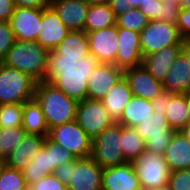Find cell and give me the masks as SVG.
Masks as SVG:
<instances>
[{
    "instance_id": "obj_1",
    "label": "cell",
    "mask_w": 190,
    "mask_h": 190,
    "mask_svg": "<svg viewBox=\"0 0 190 190\" xmlns=\"http://www.w3.org/2000/svg\"><path fill=\"white\" fill-rule=\"evenodd\" d=\"M100 63L91 53L78 60V58H58L50 50L48 51L46 81L68 97L80 102L87 99L89 77Z\"/></svg>"
},
{
    "instance_id": "obj_2",
    "label": "cell",
    "mask_w": 190,
    "mask_h": 190,
    "mask_svg": "<svg viewBox=\"0 0 190 190\" xmlns=\"http://www.w3.org/2000/svg\"><path fill=\"white\" fill-rule=\"evenodd\" d=\"M34 99L42 108L49 129L76 120L78 102L50 82H37Z\"/></svg>"
},
{
    "instance_id": "obj_3",
    "label": "cell",
    "mask_w": 190,
    "mask_h": 190,
    "mask_svg": "<svg viewBox=\"0 0 190 190\" xmlns=\"http://www.w3.org/2000/svg\"><path fill=\"white\" fill-rule=\"evenodd\" d=\"M1 63L30 75L37 82L46 81L48 50L37 41L16 40Z\"/></svg>"
},
{
    "instance_id": "obj_4",
    "label": "cell",
    "mask_w": 190,
    "mask_h": 190,
    "mask_svg": "<svg viewBox=\"0 0 190 190\" xmlns=\"http://www.w3.org/2000/svg\"><path fill=\"white\" fill-rule=\"evenodd\" d=\"M37 81L30 75L0 63V104L34 99Z\"/></svg>"
},
{
    "instance_id": "obj_5",
    "label": "cell",
    "mask_w": 190,
    "mask_h": 190,
    "mask_svg": "<svg viewBox=\"0 0 190 190\" xmlns=\"http://www.w3.org/2000/svg\"><path fill=\"white\" fill-rule=\"evenodd\" d=\"M132 164L142 190L168 186L171 170L164 155L145 149Z\"/></svg>"
},
{
    "instance_id": "obj_6",
    "label": "cell",
    "mask_w": 190,
    "mask_h": 190,
    "mask_svg": "<svg viewBox=\"0 0 190 190\" xmlns=\"http://www.w3.org/2000/svg\"><path fill=\"white\" fill-rule=\"evenodd\" d=\"M91 157L103 169L127 162L121 149V124L115 122L92 139Z\"/></svg>"
},
{
    "instance_id": "obj_7",
    "label": "cell",
    "mask_w": 190,
    "mask_h": 190,
    "mask_svg": "<svg viewBox=\"0 0 190 190\" xmlns=\"http://www.w3.org/2000/svg\"><path fill=\"white\" fill-rule=\"evenodd\" d=\"M176 24L161 20H149L140 32V44L143 57L168 46L184 45Z\"/></svg>"
},
{
    "instance_id": "obj_8",
    "label": "cell",
    "mask_w": 190,
    "mask_h": 190,
    "mask_svg": "<svg viewBox=\"0 0 190 190\" xmlns=\"http://www.w3.org/2000/svg\"><path fill=\"white\" fill-rule=\"evenodd\" d=\"M47 137L74 154L76 158L89 157L92 154V138L76 121L50 128Z\"/></svg>"
},
{
    "instance_id": "obj_9",
    "label": "cell",
    "mask_w": 190,
    "mask_h": 190,
    "mask_svg": "<svg viewBox=\"0 0 190 190\" xmlns=\"http://www.w3.org/2000/svg\"><path fill=\"white\" fill-rule=\"evenodd\" d=\"M145 140L146 149L164 155L175 130L168 125L165 113L154 112L145 121L134 127Z\"/></svg>"
},
{
    "instance_id": "obj_10",
    "label": "cell",
    "mask_w": 190,
    "mask_h": 190,
    "mask_svg": "<svg viewBox=\"0 0 190 190\" xmlns=\"http://www.w3.org/2000/svg\"><path fill=\"white\" fill-rule=\"evenodd\" d=\"M75 121L92 139L115 123L101 100L89 98L78 102Z\"/></svg>"
},
{
    "instance_id": "obj_11",
    "label": "cell",
    "mask_w": 190,
    "mask_h": 190,
    "mask_svg": "<svg viewBox=\"0 0 190 190\" xmlns=\"http://www.w3.org/2000/svg\"><path fill=\"white\" fill-rule=\"evenodd\" d=\"M102 171L91 156L71 161L68 190H101Z\"/></svg>"
},
{
    "instance_id": "obj_12",
    "label": "cell",
    "mask_w": 190,
    "mask_h": 190,
    "mask_svg": "<svg viewBox=\"0 0 190 190\" xmlns=\"http://www.w3.org/2000/svg\"><path fill=\"white\" fill-rule=\"evenodd\" d=\"M42 8L15 7L10 25L19 41H36L40 31Z\"/></svg>"
},
{
    "instance_id": "obj_13",
    "label": "cell",
    "mask_w": 190,
    "mask_h": 190,
    "mask_svg": "<svg viewBox=\"0 0 190 190\" xmlns=\"http://www.w3.org/2000/svg\"><path fill=\"white\" fill-rule=\"evenodd\" d=\"M90 53L101 63L116 65L118 52V27L112 26L87 33Z\"/></svg>"
},
{
    "instance_id": "obj_14",
    "label": "cell",
    "mask_w": 190,
    "mask_h": 190,
    "mask_svg": "<svg viewBox=\"0 0 190 190\" xmlns=\"http://www.w3.org/2000/svg\"><path fill=\"white\" fill-rule=\"evenodd\" d=\"M143 54L140 32L118 28V52L116 66L123 70L142 65Z\"/></svg>"
},
{
    "instance_id": "obj_15",
    "label": "cell",
    "mask_w": 190,
    "mask_h": 190,
    "mask_svg": "<svg viewBox=\"0 0 190 190\" xmlns=\"http://www.w3.org/2000/svg\"><path fill=\"white\" fill-rule=\"evenodd\" d=\"M124 77V70L111 63H100L88 80L87 98L102 100Z\"/></svg>"
},
{
    "instance_id": "obj_16",
    "label": "cell",
    "mask_w": 190,
    "mask_h": 190,
    "mask_svg": "<svg viewBox=\"0 0 190 190\" xmlns=\"http://www.w3.org/2000/svg\"><path fill=\"white\" fill-rule=\"evenodd\" d=\"M124 77L133 96L152 101L165 92L163 82L156 80L143 65L125 69Z\"/></svg>"
},
{
    "instance_id": "obj_17",
    "label": "cell",
    "mask_w": 190,
    "mask_h": 190,
    "mask_svg": "<svg viewBox=\"0 0 190 190\" xmlns=\"http://www.w3.org/2000/svg\"><path fill=\"white\" fill-rule=\"evenodd\" d=\"M70 31L51 6L42 8L40 31L36 41L43 48L53 50Z\"/></svg>"
},
{
    "instance_id": "obj_18",
    "label": "cell",
    "mask_w": 190,
    "mask_h": 190,
    "mask_svg": "<svg viewBox=\"0 0 190 190\" xmlns=\"http://www.w3.org/2000/svg\"><path fill=\"white\" fill-rule=\"evenodd\" d=\"M102 189L142 190L132 162L104 168L102 171Z\"/></svg>"
},
{
    "instance_id": "obj_19",
    "label": "cell",
    "mask_w": 190,
    "mask_h": 190,
    "mask_svg": "<svg viewBox=\"0 0 190 190\" xmlns=\"http://www.w3.org/2000/svg\"><path fill=\"white\" fill-rule=\"evenodd\" d=\"M89 3L85 0H51L50 6L69 30H84Z\"/></svg>"
},
{
    "instance_id": "obj_20",
    "label": "cell",
    "mask_w": 190,
    "mask_h": 190,
    "mask_svg": "<svg viewBox=\"0 0 190 190\" xmlns=\"http://www.w3.org/2000/svg\"><path fill=\"white\" fill-rule=\"evenodd\" d=\"M47 136L26 134L3 162L9 167L23 170L44 146Z\"/></svg>"
},
{
    "instance_id": "obj_21",
    "label": "cell",
    "mask_w": 190,
    "mask_h": 190,
    "mask_svg": "<svg viewBox=\"0 0 190 190\" xmlns=\"http://www.w3.org/2000/svg\"><path fill=\"white\" fill-rule=\"evenodd\" d=\"M183 47L184 45L168 46L158 52L146 55L143 57L142 65L156 80L163 82Z\"/></svg>"
},
{
    "instance_id": "obj_22",
    "label": "cell",
    "mask_w": 190,
    "mask_h": 190,
    "mask_svg": "<svg viewBox=\"0 0 190 190\" xmlns=\"http://www.w3.org/2000/svg\"><path fill=\"white\" fill-rule=\"evenodd\" d=\"M171 171L190 169V142L181 131H175L165 154Z\"/></svg>"
},
{
    "instance_id": "obj_23",
    "label": "cell",
    "mask_w": 190,
    "mask_h": 190,
    "mask_svg": "<svg viewBox=\"0 0 190 190\" xmlns=\"http://www.w3.org/2000/svg\"><path fill=\"white\" fill-rule=\"evenodd\" d=\"M164 91L172 94H187L190 92L189 64L181 52L170 68L163 81Z\"/></svg>"
},
{
    "instance_id": "obj_24",
    "label": "cell",
    "mask_w": 190,
    "mask_h": 190,
    "mask_svg": "<svg viewBox=\"0 0 190 190\" xmlns=\"http://www.w3.org/2000/svg\"><path fill=\"white\" fill-rule=\"evenodd\" d=\"M52 51L58 58L80 60L90 54L88 35L84 30H72Z\"/></svg>"
},
{
    "instance_id": "obj_25",
    "label": "cell",
    "mask_w": 190,
    "mask_h": 190,
    "mask_svg": "<svg viewBox=\"0 0 190 190\" xmlns=\"http://www.w3.org/2000/svg\"><path fill=\"white\" fill-rule=\"evenodd\" d=\"M133 93L125 77L114 85V87L101 100L109 115L117 122L128 102L132 99Z\"/></svg>"
},
{
    "instance_id": "obj_26",
    "label": "cell",
    "mask_w": 190,
    "mask_h": 190,
    "mask_svg": "<svg viewBox=\"0 0 190 190\" xmlns=\"http://www.w3.org/2000/svg\"><path fill=\"white\" fill-rule=\"evenodd\" d=\"M153 114L152 101L133 96L117 123L127 127H135Z\"/></svg>"
},
{
    "instance_id": "obj_27",
    "label": "cell",
    "mask_w": 190,
    "mask_h": 190,
    "mask_svg": "<svg viewBox=\"0 0 190 190\" xmlns=\"http://www.w3.org/2000/svg\"><path fill=\"white\" fill-rule=\"evenodd\" d=\"M116 18L117 17L109 4L89 5L84 31L90 33L115 26Z\"/></svg>"
},
{
    "instance_id": "obj_28",
    "label": "cell",
    "mask_w": 190,
    "mask_h": 190,
    "mask_svg": "<svg viewBox=\"0 0 190 190\" xmlns=\"http://www.w3.org/2000/svg\"><path fill=\"white\" fill-rule=\"evenodd\" d=\"M22 126L27 134L48 135L49 128L44 113L35 99L23 104Z\"/></svg>"
},
{
    "instance_id": "obj_29",
    "label": "cell",
    "mask_w": 190,
    "mask_h": 190,
    "mask_svg": "<svg viewBox=\"0 0 190 190\" xmlns=\"http://www.w3.org/2000/svg\"><path fill=\"white\" fill-rule=\"evenodd\" d=\"M164 111L168 125L175 131H180L190 120L188 114L187 94H172L170 102L165 103Z\"/></svg>"
},
{
    "instance_id": "obj_30",
    "label": "cell",
    "mask_w": 190,
    "mask_h": 190,
    "mask_svg": "<svg viewBox=\"0 0 190 190\" xmlns=\"http://www.w3.org/2000/svg\"><path fill=\"white\" fill-rule=\"evenodd\" d=\"M51 165L50 153L42 147L38 154L30 161L29 165L24 168L22 174L28 186L39 181L54 172Z\"/></svg>"
},
{
    "instance_id": "obj_31",
    "label": "cell",
    "mask_w": 190,
    "mask_h": 190,
    "mask_svg": "<svg viewBox=\"0 0 190 190\" xmlns=\"http://www.w3.org/2000/svg\"><path fill=\"white\" fill-rule=\"evenodd\" d=\"M121 149L127 162H132L146 149L145 140L134 127L121 125Z\"/></svg>"
},
{
    "instance_id": "obj_32",
    "label": "cell",
    "mask_w": 190,
    "mask_h": 190,
    "mask_svg": "<svg viewBox=\"0 0 190 190\" xmlns=\"http://www.w3.org/2000/svg\"><path fill=\"white\" fill-rule=\"evenodd\" d=\"M25 132L23 126L0 128V162L3 163L10 152L23 140Z\"/></svg>"
},
{
    "instance_id": "obj_33",
    "label": "cell",
    "mask_w": 190,
    "mask_h": 190,
    "mask_svg": "<svg viewBox=\"0 0 190 190\" xmlns=\"http://www.w3.org/2000/svg\"><path fill=\"white\" fill-rule=\"evenodd\" d=\"M29 186L21 170L1 163L0 165V190H27Z\"/></svg>"
},
{
    "instance_id": "obj_34",
    "label": "cell",
    "mask_w": 190,
    "mask_h": 190,
    "mask_svg": "<svg viewBox=\"0 0 190 190\" xmlns=\"http://www.w3.org/2000/svg\"><path fill=\"white\" fill-rule=\"evenodd\" d=\"M149 22L148 17L139 9L131 8L116 18L118 28L141 32Z\"/></svg>"
},
{
    "instance_id": "obj_35",
    "label": "cell",
    "mask_w": 190,
    "mask_h": 190,
    "mask_svg": "<svg viewBox=\"0 0 190 190\" xmlns=\"http://www.w3.org/2000/svg\"><path fill=\"white\" fill-rule=\"evenodd\" d=\"M23 122V103L0 104V128L20 127Z\"/></svg>"
},
{
    "instance_id": "obj_36",
    "label": "cell",
    "mask_w": 190,
    "mask_h": 190,
    "mask_svg": "<svg viewBox=\"0 0 190 190\" xmlns=\"http://www.w3.org/2000/svg\"><path fill=\"white\" fill-rule=\"evenodd\" d=\"M43 147L50 153L51 165L54 169L59 167L61 164L77 159L74 154L63 148L58 143L50 140L48 137H46Z\"/></svg>"
},
{
    "instance_id": "obj_37",
    "label": "cell",
    "mask_w": 190,
    "mask_h": 190,
    "mask_svg": "<svg viewBox=\"0 0 190 190\" xmlns=\"http://www.w3.org/2000/svg\"><path fill=\"white\" fill-rule=\"evenodd\" d=\"M16 42L10 22L0 21V61Z\"/></svg>"
},
{
    "instance_id": "obj_38",
    "label": "cell",
    "mask_w": 190,
    "mask_h": 190,
    "mask_svg": "<svg viewBox=\"0 0 190 190\" xmlns=\"http://www.w3.org/2000/svg\"><path fill=\"white\" fill-rule=\"evenodd\" d=\"M168 187L170 190H190V169L171 171Z\"/></svg>"
},
{
    "instance_id": "obj_39",
    "label": "cell",
    "mask_w": 190,
    "mask_h": 190,
    "mask_svg": "<svg viewBox=\"0 0 190 190\" xmlns=\"http://www.w3.org/2000/svg\"><path fill=\"white\" fill-rule=\"evenodd\" d=\"M31 190H68L67 185L59 180L53 173L29 186Z\"/></svg>"
},
{
    "instance_id": "obj_40",
    "label": "cell",
    "mask_w": 190,
    "mask_h": 190,
    "mask_svg": "<svg viewBox=\"0 0 190 190\" xmlns=\"http://www.w3.org/2000/svg\"><path fill=\"white\" fill-rule=\"evenodd\" d=\"M152 1L153 0H110L108 4L117 17L131 8H140Z\"/></svg>"
},
{
    "instance_id": "obj_41",
    "label": "cell",
    "mask_w": 190,
    "mask_h": 190,
    "mask_svg": "<svg viewBox=\"0 0 190 190\" xmlns=\"http://www.w3.org/2000/svg\"><path fill=\"white\" fill-rule=\"evenodd\" d=\"M176 25L182 39L185 42H190V9H180Z\"/></svg>"
},
{
    "instance_id": "obj_42",
    "label": "cell",
    "mask_w": 190,
    "mask_h": 190,
    "mask_svg": "<svg viewBox=\"0 0 190 190\" xmlns=\"http://www.w3.org/2000/svg\"><path fill=\"white\" fill-rule=\"evenodd\" d=\"M164 2L162 0H153L139 9L148 17L149 20H160Z\"/></svg>"
},
{
    "instance_id": "obj_43",
    "label": "cell",
    "mask_w": 190,
    "mask_h": 190,
    "mask_svg": "<svg viewBox=\"0 0 190 190\" xmlns=\"http://www.w3.org/2000/svg\"><path fill=\"white\" fill-rule=\"evenodd\" d=\"M181 6H176L173 3L164 2L162 14L160 15L161 21L177 24Z\"/></svg>"
},
{
    "instance_id": "obj_44",
    "label": "cell",
    "mask_w": 190,
    "mask_h": 190,
    "mask_svg": "<svg viewBox=\"0 0 190 190\" xmlns=\"http://www.w3.org/2000/svg\"><path fill=\"white\" fill-rule=\"evenodd\" d=\"M14 9V0H0V21L9 22Z\"/></svg>"
},
{
    "instance_id": "obj_45",
    "label": "cell",
    "mask_w": 190,
    "mask_h": 190,
    "mask_svg": "<svg viewBox=\"0 0 190 190\" xmlns=\"http://www.w3.org/2000/svg\"><path fill=\"white\" fill-rule=\"evenodd\" d=\"M53 174L61 180L64 184L68 185L70 182V174H71V161L65 164H61L57 167Z\"/></svg>"
},
{
    "instance_id": "obj_46",
    "label": "cell",
    "mask_w": 190,
    "mask_h": 190,
    "mask_svg": "<svg viewBox=\"0 0 190 190\" xmlns=\"http://www.w3.org/2000/svg\"><path fill=\"white\" fill-rule=\"evenodd\" d=\"M51 0H14L15 7L46 8Z\"/></svg>"
},
{
    "instance_id": "obj_47",
    "label": "cell",
    "mask_w": 190,
    "mask_h": 190,
    "mask_svg": "<svg viewBox=\"0 0 190 190\" xmlns=\"http://www.w3.org/2000/svg\"><path fill=\"white\" fill-rule=\"evenodd\" d=\"M171 95L172 93L163 92L156 99L152 100V106L154 108V112L166 113V111H164L165 103L167 104L170 102Z\"/></svg>"
},
{
    "instance_id": "obj_48",
    "label": "cell",
    "mask_w": 190,
    "mask_h": 190,
    "mask_svg": "<svg viewBox=\"0 0 190 190\" xmlns=\"http://www.w3.org/2000/svg\"><path fill=\"white\" fill-rule=\"evenodd\" d=\"M182 53L185 55L187 63L189 64V74H190V42H184Z\"/></svg>"
},
{
    "instance_id": "obj_49",
    "label": "cell",
    "mask_w": 190,
    "mask_h": 190,
    "mask_svg": "<svg viewBox=\"0 0 190 190\" xmlns=\"http://www.w3.org/2000/svg\"><path fill=\"white\" fill-rule=\"evenodd\" d=\"M180 131L187 138V140L190 142V120L187 122V124Z\"/></svg>"
},
{
    "instance_id": "obj_50",
    "label": "cell",
    "mask_w": 190,
    "mask_h": 190,
    "mask_svg": "<svg viewBox=\"0 0 190 190\" xmlns=\"http://www.w3.org/2000/svg\"><path fill=\"white\" fill-rule=\"evenodd\" d=\"M90 5L92 4H108L110 0H85Z\"/></svg>"
},
{
    "instance_id": "obj_51",
    "label": "cell",
    "mask_w": 190,
    "mask_h": 190,
    "mask_svg": "<svg viewBox=\"0 0 190 190\" xmlns=\"http://www.w3.org/2000/svg\"><path fill=\"white\" fill-rule=\"evenodd\" d=\"M180 6L184 9H190V0H181Z\"/></svg>"
},
{
    "instance_id": "obj_52",
    "label": "cell",
    "mask_w": 190,
    "mask_h": 190,
    "mask_svg": "<svg viewBox=\"0 0 190 190\" xmlns=\"http://www.w3.org/2000/svg\"><path fill=\"white\" fill-rule=\"evenodd\" d=\"M162 1L163 2H168L169 1V3H173L176 6H180V1L181 0H162Z\"/></svg>"
},
{
    "instance_id": "obj_53",
    "label": "cell",
    "mask_w": 190,
    "mask_h": 190,
    "mask_svg": "<svg viewBox=\"0 0 190 190\" xmlns=\"http://www.w3.org/2000/svg\"><path fill=\"white\" fill-rule=\"evenodd\" d=\"M188 114L190 119V92L187 93Z\"/></svg>"
},
{
    "instance_id": "obj_54",
    "label": "cell",
    "mask_w": 190,
    "mask_h": 190,
    "mask_svg": "<svg viewBox=\"0 0 190 190\" xmlns=\"http://www.w3.org/2000/svg\"><path fill=\"white\" fill-rule=\"evenodd\" d=\"M151 190H170L168 186L158 188V189H151Z\"/></svg>"
}]
</instances>
